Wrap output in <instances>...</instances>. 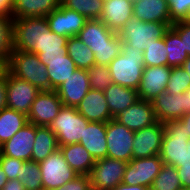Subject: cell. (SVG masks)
<instances>
[{
	"label": "cell",
	"instance_id": "1",
	"mask_svg": "<svg viewBox=\"0 0 190 190\" xmlns=\"http://www.w3.org/2000/svg\"><path fill=\"white\" fill-rule=\"evenodd\" d=\"M76 37L93 51L95 65L108 66L121 52L122 41L118 33L100 19L88 20Z\"/></svg>",
	"mask_w": 190,
	"mask_h": 190
},
{
	"label": "cell",
	"instance_id": "2",
	"mask_svg": "<svg viewBox=\"0 0 190 190\" xmlns=\"http://www.w3.org/2000/svg\"><path fill=\"white\" fill-rule=\"evenodd\" d=\"M160 157L163 164L177 167L190 166V138L180 120L164 122Z\"/></svg>",
	"mask_w": 190,
	"mask_h": 190
},
{
	"label": "cell",
	"instance_id": "3",
	"mask_svg": "<svg viewBox=\"0 0 190 190\" xmlns=\"http://www.w3.org/2000/svg\"><path fill=\"white\" fill-rule=\"evenodd\" d=\"M113 84L138 90L144 70L143 53L122 43L120 54L108 65Z\"/></svg>",
	"mask_w": 190,
	"mask_h": 190
},
{
	"label": "cell",
	"instance_id": "4",
	"mask_svg": "<svg viewBox=\"0 0 190 190\" xmlns=\"http://www.w3.org/2000/svg\"><path fill=\"white\" fill-rule=\"evenodd\" d=\"M7 66L14 77L30 82L40 91L51 90L47 67L40 62L37 54L13 49Z\"/></svg>",
	"mask_w": 190,
	"mask_h": 190
},
{
	"label": "cell",
	"instance_id": "5",
	"mask_svg": "<svg viewBox=\"0 0 190 190\" xmlns=\"http://www.w3.org/2000/svg\"><path fill=\"white\" fill-rule=\"evenodd\" d=\"M46 17H28L13 20L12 47L24 52L39 53V40L49 31Z\"/></svg>",
	"mask_w": 190,
	"mask_h": 190
},
{
	"label": "cell",
	"instance_id": "6",
	"mask_svg": "<svg viewBox=\"0 0 190 190\" xmlns=\"http://www.w3.org/2000/svg\"><path fill=\"white\" fill-rule=\"evenodd\" d=\"M168 24L158 22H144L132 18L118 33L122 43L129 47L138 48L143 53L147 45L164 38Z\"/></svg>",
	"mask_w": 190,
	"mask_h": 190
},
{
	"label": "cell",
	"instance_id": "7",
	"mask_svg": "<svg viewBox=\"0 0 190 190\" xmlns=\"http://www.w3.org/2000/svg\"><path fill=\"white\" fill-rule=\"evenodd\" d=\"M89 121L76 107L63 106L49 128L55 133L59 146L79 143Z\"/></svg>",
	"mask_w": 190,
	"mask_h": 190
},
{
	"label": "cell",
	"instance_id": "8",
	"mask_svg": "<svg viewBox=\"0 0 190 190\" xmlns=\"http://www.w3.org/2000/svg\"><path fill=\"white\" fill-rule=\"evenodd\" d=\"M39 165L43 190H54L78 176L66 162L60 149L51 153Z\"/></svg>",
	"mask_w": 190,
	"mask_h": 190
},
{
	"label": "cell",
	"instance_id": "9",
	"mask_svg": "<svg viewBox=\"0 0 190 190\" xmlns=\"http://www.w3.org/2000/svg\"><path fill=\"white\" fill-rule=\"evenodd\" d=\"M127 167L123 160L105 157L96 160L89 174L92 190H112L122 183Z\"/></svg>",
	"mask_w": 190,
	"mask_h": 190
},
{
	"label": "cell",
	"instance_id": "10",
	"mask_svg": "<svg viewBox=\"0 0 190 190\" xmlns=\"http://www.w3.org/2000/svg\"><path fill=\"white\" fill-rule=\"evenodd\" d=\"M134 131L111 119L106 123L107 157L129 162L132 159Z\"/></svg>",
	"mask_w": 190,
	"mask_h": 190
},
{
	"label": "cell",
	"instance_id": "11",
	"mask_svg": "<svg viewBox=\"0 0 190 190\" xmlns=\"http://www.w3.org/2000/svg\"><path fill=\"white\" fill-rule=\"evenodd\" d=\"M6 92L7 107L27 116L40 90L30 82L14 77L7 70Z\"/></svg>",
	"mask_w": 190,
	"mask_h": 190
},
{
	"label": "cell",
	"instance_id": "12",
	"mask_svg": "<svg viewBox=\"0 0 190 190\" xmlns=\"http://www.w3.org/2000/svg\"><path fill=\"white\" fill-rule=\"evenodd\" d=\"M162 165L163 162L159 154L148 158L131 159L127 162L122 183L143 185L150 188Z\"/></svg>",
	"mask_w": 190,
	"mask_h": 190
},
{
	"label": "cell",
	"instance_id": "13",
	"mask_svg": "<svg viewBox=\"0 0 190 190\" xmlns=\"http://www.w3.org/2000/svg\"><path fill=\"white\" fill-rule=\"evenodd\" d=\"M62 107L56 90L40 91L27 115L28 122L36 126H50Z\"/></svg>",
	"mask_w": 190,
	"mask_h": 190
},
{
	"label": "cell",
	"instance_id": "14",
	"mask_svg": "<svg viewBox=\"0 0 190 190\" xmlns=\"http://www.w3.org/2000/svg\"><path fill=\"white\" fill-rule=\"evenodd\" d=\"M164 124L157 121L155 124L134 132L132 159L148 158L160 154Z\"/></svg>",
	"mask_w": 190,
	"mask_h": 190
},
{
	"label": "cell",
	"instance_id": "15",
	"mask_svg": "<svg viewBox=\"0 0 190 190\" xmlns=\"http://www.w3.org/2000/svg\"><path fill=\"white\" fill-rule=\"evenodd\" d=\"M172 67L144 66L140 86L137 90L139 99L153 101L166 91Z\"/></svg>",
	"mask_w": 190,
	"mask_h": 190
},
{
	"label": "cell",
	"instance_id": "16",
	"mask_svg": "<svg viewBox=\"0 0 190 190\" xmlns=\"http://www.w3.org/2000/svg\"><path fill=\"white\" fill-rule=\"evenodd\" d=\"M46 20L51 31L68 38L77 36L88 21L83 15L62 5L48 14Z\"/></svg>",
	"mask_w": 190,
	"mask_h": 190
},
{
	"label": "cell",
	"instance_id": "17",
	"mask_svg": "<svg viewBox=\"0 0 190 190\" xmlns=\"http://www.w3.org/2000/svg\"><path fill=\"white\" fill-rule=\"evenodd\" d=\"M131 131H138L157 122L151 101L139 99L114 118Z\"/></svg>",
	"mask_w": 190,
	"mask_h": 190
},
{
	"label": "cell",
	"instance_id": "18",
	"mask_svg": "<svg viewBox=\"0 0 190 190\" xmlns=\"http://www.w3.org/2000/svg\"><path fill=\"white\" fill-rule=\"evenodd\" d=\"M36 136V125L26 123L2 144V154L22 161H30Z\"/></svg>",
	"mask_w": 190,
	"mask_h": 190
},
{
	"label": "cell",
	"instance_id": "19",
	"mask_svg": "<svg viewBox=\"0 0 190 190\" xmlns=\"http://www.w3.org/2000/svg\"><path fill=\"white\" fill-rule=\"evenodd\" d=\"M87 70L77 69L56 92L63 106L76 107L90 90Z\"/></svg>",
	"mask_w": 190,
	"mask_h": 190
},
{
	"label": "cell",
	"instance_id": "20",
	"mask_svg": "<svg viewBox=\"0 0 190 190\" xmlns=\"http://www.w3.org/2000/svg\"><path fill=\"white\" fill-rule=\"evenodd\" d=\"M133 18L132 0H110L104 3L99 18L110 30L119 31Z\"/></svg>",
	"mask_w": 190,
	"mask_h": 190
},
{
	"label": "cell",
	"instance_id": "21",
	"mask_svg": "<svg viewBox=\"0 0 190 190\" xmlns=\"http://www.w3.org/2000/svg\"><path fill=\"white\" fill-rule=\"evenodd\" d=\"M77 111L89 122H104L114 119L102 91L90 89L82 101L76 106Z\"/></svg>",
	"mask_w": 190,
	"mask_h": 190
},
{
	"label": "cell",
	"instance_id": "22",
	"mask_svg": "<svg viewBox=\"0 0 190 190\" xmlns=\"http://www.w3.org/2000/svg\"><path fill=\"white\" fill-rule=\"evenodd\" d=\"M133 18L144 22L165 23L170 27L173 25L166 0L133 1Z\"/></svg>",
	"mask_w": 190,
	"mask_h": 190
},
{
	"label": "cell",
	"instance_id": "23",
	"mask_svg": "<svg viewBox=\"0 0 190 190\" xmlns=\"http://www.w3.org/2000/svg\"><path fill=\"white\" fill-rule=\"evenodd\" d=\"M152 105L156 120L162 123L180 119L186 114L184 93L171 96L167 92H163L152 101Z\"/></svg>",
	"mask_w": 190,
	"mask_h": 190
},
{
	"label": "cell",
	"instance_id": "24",
	"mask_svg": "<svg viewBox=\"0 0 190 190\" xmlns=\"http://www.w3.org/2000/svg\"><path fill=\"white\" fill-rule=\"evenodd\" d=\"M96 160L107 157L106 123L89 122L79 142Z\"/></svg>",
	"mask_w": 190,
	"mask_h": 190
},
{
	"label": "cell",
	"instance_id": "25",
	"mask_svg": "<svg viewBox=\"0 0 190 190\" xmlns=\"http://www.w3.org/2000/svg\"><path fill=\"white\" fill-rule=\"evenodd\" d=\"M61 5V0H13L11 18L46 17Z\"/></svg>",
	"mask_w": 190,
	"mask_h": 190
},
{
	"label": "cell",
	"instance_id": "26",
	"mask_svg": "<svg viewBox=\"0 0 190 190\" xmlns=\"http://www.w3.org/2000/svg\"><path fill=\"white\" fill-rule=\"evenodd\" d=\"M64 159L78 175L90 174L95 159L80 143L59 146Z\"/></svg>",
	"mask_w": 190,
	"mask_h": 190
},
{
	"label": "cell",
	"instance_id": "27",
	"mask_svg": "<svg viewBox=\"0 0 190 190\" xmlns=\"http://www.w3.org/2000/svg\"><path fill=\"white\" fill-rule=\"evenodd\" d=\"M103 93L113 118H115L119 112L128 109L139 98L137 90L118 84L110 85Z\"/></svg>",
	"mask_w": 190,
	"mask_h": 190
},
{
	"label": "cell",
	"instance_id": "28",
	"mask_svg": "<svg viewBox=\"0 0 190 190\" xmlns=\"http://www.w3.org/2000/svg\"><path fill=\"white\" fill-rule=\"evenodd\" d=\"M47 67L51 90H56L77 70L75 63L65 55V58L40 60Z\"/></svg>",
	"mask_w": 190,
	"mask_h": 190
},
{
	"label": "cell",
	"instance_id": "29",
	"mask_svg": "<svg viewBox=\"0 0 190 190\" xmlns=\"http://www.w3.org/2000/svg\"><path fill=\"white\" fill-rule=\"evenodd\" d=\"M57 149H59L57 136L49 126H36L31 160L40 163Z\"/></svg>",
	"mask_w": 190,
	"mask_h": 190
},
{
	"label": "cell",
	"instance_id": "30",
	"mask_svg": "<svg viewBox=\"0 0 190 190\" xmlns=\"http://www.w3.org/2000/svg\"><path fill=\"white\" fill-rule=\"evenodd\" d=\"M67 40L68 37L57 35L49 30L42 34L39 40V60L65 58L67 55Z\"/></svg>",
	"mask_w": 190,
	"mask_h": 190
},
{
	"label": "cell",
	"instance_id": "31",
	"mask_svg": "<svg viewBox=\"0 0 190 190\" xmlns=\"http://www.w3.org/2000/svg\"><path fill=\"white\" fill-rule=\"evenodd\" d=\"M28 123L27 116L11 108L0 111V144L8 141L18 130Z\"/></svg>",
	"mask_w": 190,
	"mask_h": 190
},
{
	"label": "cell",
	"instance_id": "32",
	"mask_svg": "<svg viewBox=\"0 0 190 190\" xmlns=\"http://www.w3.org/2000/svg\"><path fill=\"white\" fill-rule=\"evenodd\" d=\"M67 54L75 63L77 69H89L95 65L93 51L85 46L76 36L69 37L67 40Z\"/></svg>",
	"mask_w": 190,
	"mask_h": 190
},
{
	"label": "cell",
	"instance_id": "33",
	"mask_svg": "<svg viewBox=\"0 0 190 190\" xmlns=\"http://www.w3.org/2000/svg\"><path fill=\"white\" fill-rule=\"evenodd\" d=\"M164 41L168 55V66H182L189 55L184 49V45L179 34L172 27H170L164 35Z\"/></svg>",
	"mask_w": 190,
	"mask_h": 190
},
{
	"label": "cell",
	"instance_id": "34",
	"mask_svg": "<svg viewBox=\"0 0 190 190\" xmlns=\"http://www.w3.org/2000/svg\"><path fill=\"white\" fill-rule=\"evenodd\" d=\"M61 5L69 10L76 11L88 20L99 19L104 7L101 0H61Z\"/></svg>",
	"mask_w": 190,
	"mask_h": 190
},
{
	"label": "cell",
	"instance_id": "35",
	"mask_svg": "<svg viewBox=\"0 0 190 190\" xmlns=\"http://www.w3.org/2000/svg\"><path fill=\"white\" fill-rule=\"evenodd\" d=\"M176 167L163 164L153 180L150 190H182Z\"/></svg>",
	"mask_w": 190,
	"mask_h": 190
},
{
	"label": "cell",
	"instance_id": "36",
	"mask_svg": "<svg viewBox=\"0 0 190 190\" xmlns=\"http://www.w3.org/2000/svg\"><path fill=\"white\" fill-rule=\"evenodd\" d=\"M144 66H168V55L164 38L147 45L143 52Z\"/></svg>",
	"mask_w": 190,
	"mask_h": 190
},
{
	"label": "cell",
	"instance_id": "37",
	"mask_svg": "<svg viewBox=\"0 0 190 190\" xmlns=\"http://www.w3.org/2000/svg\"><path fill=\"white\" fill-rule=\"evenodd\" d=\"M21 183L26 190H43L39 163L30 160L22 164Z\"/></svg>",
	"mask_w": 190,
	"mask_h": 190
},
{
	"label": "cell",
	"instance_id": "38",
	"mask_svg": "<svg viewBox=\"0 0 190 190\" xmlns=\"http://www.w3.org/2000/svg\"><path fill=\"white\" fill-rule=\"evenodd\" d=\"M12 24L11 16L0 15V57L7 62L10 54L13 52L12 47Z\"/></svg>",
	"mask_w": 190,
	"mask_h": 190
},
{
	"label": "cell",
	"instance_id": "39",
	"mask_svg": "<svg viewBox=\"0 0 190 190\" xmlns=\"http://www.w3.org/2000/svg\"><path fill=\"white\" fill-rule=\"evenodd\" d=\"M87 73L91 89L104 92L106 88L113 84L106 65H93L87 69Z\"/></svg>",
	"mask_w": 190,
	"mask_h": 190
},
{
	"label": "cell",
	"instance_id": "40",
	"mask_svg": "<svg viewBox=\"0 0 190 190\" xmlns=\"http://www.w3.org/2000/svg\"><path fill=\"white\" fill-rule=\"evenodd\" d=\"M190 87V76L181 67H172L166 91L171 96L184 93Z\"/></svg>",
	"mask_w": 190,
	"mask_h": 190
},
{
	"label": "cell",
	"instance_id": "41",
	"mask_svg": "<svg viewBox=\"0 0 190 190\" xmlns=\"http://www.w3.org/2000/svg\"><path fill=\"white\" fill-rule=\"evenodd\" d=\"M173 23L185 21L190 12V0H166Z\"/></svg>",
	"mask_w": 190,
	"mask_h": 190
},
{
	"label": "cell",
	"instance_id": "42",
	"mask_svg": "<svg viewBox=\"0 0 190 190\" xmlns=\"http://www.w3.org/2000/svg\"><path fill=\"white\" fill-rule=\"evenodd\" d=\"M24 162L3 154L0 157V167L4 170L8 180L18 179L21 181L22 164Z\"/></svg>",
	"mask_w": 190,
	"mask_h": 190
},
{
	"label": "cell",
	"instance_id": "43",
	"mask_svg": "<svg viewBox=\"0 0 190 190\" xmlns=\"http://www.w3.org/2000/svg\"><path fill=\"white\" fill-rule=\"evenodd\" d=\"M54 190H92L90 177L88 175H78L74 180Z\"/></svg>",
	"mask_w": 190,
	"mask_h": 190
},
{
	"label": "cell",
	"instance_id": "44",
	"mask_svg": "<svg viewBox=\"0 0 190 190\" xmlns=\"http://www.w3.org/2000/svg\"><path fill=\"white\" fill-rule=\"evenodd\" d=\"M180 36L184 49L190 56V23L186 21H178L171 26Z\"/></svg>",
	"mask_w": 190,
	"mask_h": 190
},
{
	"label": "cell",
	"instance_id": "45",
	"mask_svg": "<svg viewBox=\"0 0 190 190\" xmlns=\"http://www.w3.org/2000/svg\"><path fill=\"white\" fill-rule=\"evenodd\" d=\"M179 175L182 188H190V166H182L176 168Z\"/></svg>",
	"mask_w": 190,
	"mask_h": 190
},
{
	"label": "cell",
	"instance_id": "46",
	"mask_svg": "<svg viewBox=\"0 0 190 190\" xmlns=\"http://www.w3.org/2000/svg\"><path fill=\"white\" fill-rule=\"evenodd\" d=\"M6 73L0 77V111L7 107Z\"/></svg>",
	"mask_w": 190,
	"mask_h": 190
},
{
	"label": "cell",
	"instance_id": "47",
	"mask_svg": "<svg viewBox=\"0 0 190 190\" xmlns=\"http://www.w3.org/2000/svg\"><path fill=\"white\" fill-rule=\"evenodd\" d=\"M2 190H26V188L18 179H12L7 180Z\"/></svg>",
	"mask_w": 190,
	"mask_h": 190
},
{
	"label": "cell",
	"instance_id": "48",
	"mask_svg": "<svg viewBox=\"0 0 190 190\" xmlns=\"http://www.w3.org/2000/svg\"><path fill=\"white\" fill-rule=\"evenodd\" d=\"M13 0H0V15H11Z\"/></svg>",
	"mask_w": 190,
	"mask_h": 190
},
{
	"label": "cell",
	"instance_id": "49",
	"mask_svg": "<svg viewBox=\"0 0 190 190\" xmlns=\"http://www.w3.org/2000/svg\"><path fill=\"white\" fill-rule=\"evenodd\" d=\"M112 190H150V188L143 185H128L120 183Z\"/></svg>",
	"mask_w": 190,
	"mask_h": 190
},
{
	"label": "cell",
	"instance_id": "50",
	"mask_svg": "<svg viewBox=\"0 0 190 190\" xmlns=\"http://www.w3.org/2000/svg\"><path fill=\"white\" fill-rule=\"evenodd\" d=\"M180 120L185 124V131L190 138V111L184 114Z\"/></svg>",
	"mask_w": 190,
	"mask_h": 190
},
{
	"label": "cell",
	"instance_id": "51",
	"mask_svg": "<svg viewBox=\"0 0 190 190\" xmlns=\"http://www.w3.org/2000/svg\"><path fill=\"white\" fill-rule=\"evenodd\" d=\"M184 107H186V113L190 111V87L184 92Z\"/></svg>",
	"mask_w": 190,
	"mask_h": 190
},
{
	"label": "cell",
	"instance_id": "52",
	"mask_svg": "<svg viewBox=\"0 0 190 190\" xmlns=\"http://www.w3.org/2000/svg\"><path fill=\"white\" fill-rule=\"evenodd\" d=\"M8 70L7 61L0 57V77H2Z\"/></svg>",
	"mask_w": 190,
	"mask_h": 190
},
{
	"label": "cell",
	"instance_id": "53",
	"mask_svg": "<svg viewBox=\"0 0 190 190\" xmlns=\"http://www.w3.org/2000/svg\"><path fill=\"white\" fill-rule=\"evenodd\" d=\"M7 176L4 170L0 167V190H2L4 184L7 182Z\"/></svg>",
	"mask_w": 190,
	"mask_h": 190
},
{
	"label": "cell",
	"instance_id": "54",
	"mask_svg": "<svg viewBox=\"0 0 190 190\" xmlns=\"http://www.w3.org/2000/svg\"><path fill=\"white\" fill-rule=\"evenodd\" d=\"M190 76V56L186 59V61L181 66Z\"/></svg>",
	"mask_w": 190,
	"mask_h": 190
},
{
	"label": "cell",
	"instance_id": "55",
	"mask_svg": "<svg viewBox=\"0 0 190 190\" xmlns=\"http://www.w3.org/2000/svg\"><path fill=\"white\" fill-rule=\"evenodd\" d=\"M185 21L188 22V23H190V12H189L188 17L186 18Z\"/></svg>",
	"mask_w": 190,
	"mask_h": 190
},
{
	"label": "cell",
	"instance_id": "56",
	"mask_svg": "<svg viewBox=\"0 0 190 190\" xmlns=\"http://www.w3.org/2000/svg\"><path fill=\"white\" fill-rule=\"evenodd\" d=\"M2 155V145L0 144V157Z\"/></svg>",
	"mask_w": 190,
	"mask_h": 190
},
{
	"label": "cell",
	"instance_id": "57",
	"mask_svg": "<svg viewBox=\"0 0 190 190\" xmlns=\"http://www.w3.org/2000/svg\"><path fill=\"white\" fill-rule=\"evenodd\" d=\"M103 3L107 2V1H110V0H101Z\"/></svg>",
	"mask_w": 190,
	"mask_h": 190
}]
</instances>
